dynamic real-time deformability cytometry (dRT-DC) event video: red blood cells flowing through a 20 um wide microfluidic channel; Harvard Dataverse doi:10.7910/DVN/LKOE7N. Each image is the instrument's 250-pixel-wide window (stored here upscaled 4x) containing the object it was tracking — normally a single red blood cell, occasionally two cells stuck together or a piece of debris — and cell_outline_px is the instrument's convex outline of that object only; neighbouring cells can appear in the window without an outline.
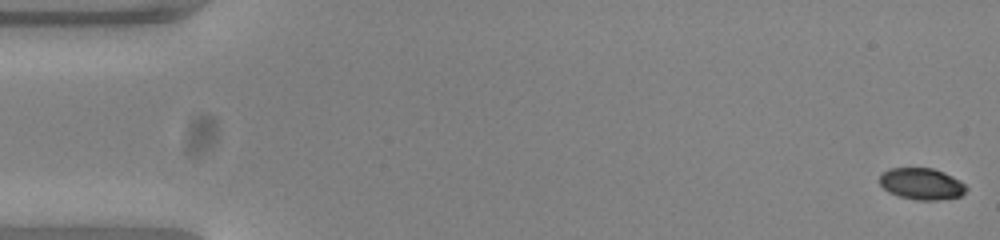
{"species": "common noctule bat (a hibernating species)", "species_latin": "Nyctalus noctula", "temperature_condition": "warm", "stored_images_in_passage": 53, "camera_frame_rate_fps": 3000, "um_per_image_px": 0.085, "animal": {"sex": "female", "body_mass_g": 23.0, "forearm_length_mm": 53.4}, "frame": {"image": 1, "passage_image": 1, "time_ms": 0.0, "image_size_px": [1000, 240], "cell_outline_px": [[968, 188], [960, 196], [936, 200], [916, 200], [900, 196], [888, 192], [880, 184], [880, 176], [884, 172], [892, 168], [932, 168], [944, 172], [960, 180]], "centroid_in_image_um": [78.35, 15.62], "position_along_channel_um": 6.7, "area_um2": 15.78}}
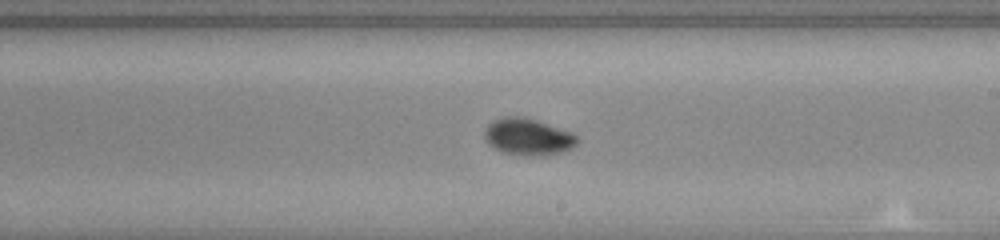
{"frame": {"image": 2, "passage_image": 31, "time_ms": 10.0, "image_size_px": [1000, 240], "cell_outline_px": [[580, 140], [572, 148], [560, 152], [540, 156], [504, 152], [488, 144], [484, 136], [484, 132], [488, 124], [492, 120], [504, 116], [520, 116], [536, 120], [572, 132]], "centroid_in_image_um": [44.88, 11.61], "position_along_channel_um": 244.1, "area_um2": 19.65}}
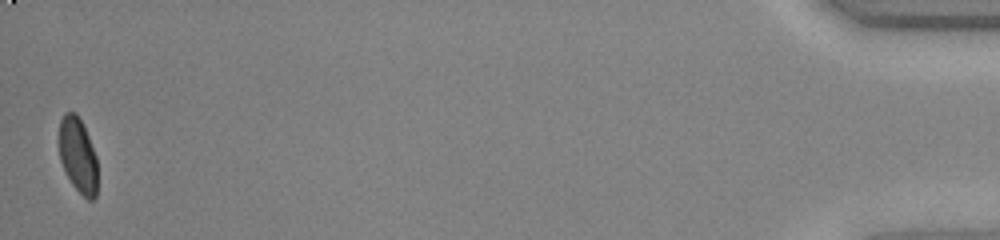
{"frame": {"image": 3, "passage_image": 53, "time_ms": 17.333, "image_size_px": [1000, 240], "cell_outline_px": [[96, 196], [92, 200], [88, 200], [72, 184], [60, 160], [60, 120], [64, 112], [76, 112], [88, 136], [96, 156]], "centroid_in_image_um": [6.62, 13.18], "position_along_channel_um": 428.6, "area_um2": 16.36}, "authors_computed_cell_mechanics": {"area_um2": 18.207, "velocity_mm_per_s": 3.8515, "shape_relaxation_time_tau1_ms": 3.5648, "shape_relaxation_time_tau2_ms": 1.3857, "deformation_change_tau1": 0.154, "deformation_change_tau2": 0.0349}}